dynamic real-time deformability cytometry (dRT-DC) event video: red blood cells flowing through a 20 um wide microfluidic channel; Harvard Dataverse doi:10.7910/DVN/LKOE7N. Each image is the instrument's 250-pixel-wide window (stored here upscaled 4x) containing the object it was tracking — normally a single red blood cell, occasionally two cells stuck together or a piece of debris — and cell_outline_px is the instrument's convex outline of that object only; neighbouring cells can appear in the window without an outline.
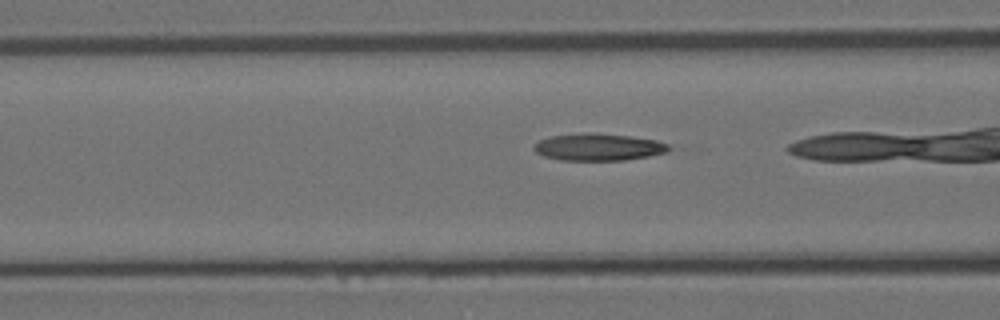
{"species": "Egyptian fruit bat (a non-hibernating species)", "species_latin": "Rousettus aegyptiacus", "temperature_condition": "room temperature", "stored_images_in_passage": 9, "camera_frame_rate_fps": 3000, "um_per_image_px": 0.085, "animal": {"sex": "female"}, "frame": {"image": 1, "passage_image": 3, "time_ms": 0.667, "image_size_px": [1000, 320], "cell_outline_px": [[672, 148], [668, 152], [648, 156], [624, 160], [560, 160], [544, 156], [536, 152], [532, 148], [532, 144], [540, 140], [552, 136], [580, 132], [588, 132], [632, 136], [656, 140], [668, 144]], "centroid_in_image_um": [50.86, 12.49], "position_along_channel_um": 115.7, "area_um2": 21.5}}